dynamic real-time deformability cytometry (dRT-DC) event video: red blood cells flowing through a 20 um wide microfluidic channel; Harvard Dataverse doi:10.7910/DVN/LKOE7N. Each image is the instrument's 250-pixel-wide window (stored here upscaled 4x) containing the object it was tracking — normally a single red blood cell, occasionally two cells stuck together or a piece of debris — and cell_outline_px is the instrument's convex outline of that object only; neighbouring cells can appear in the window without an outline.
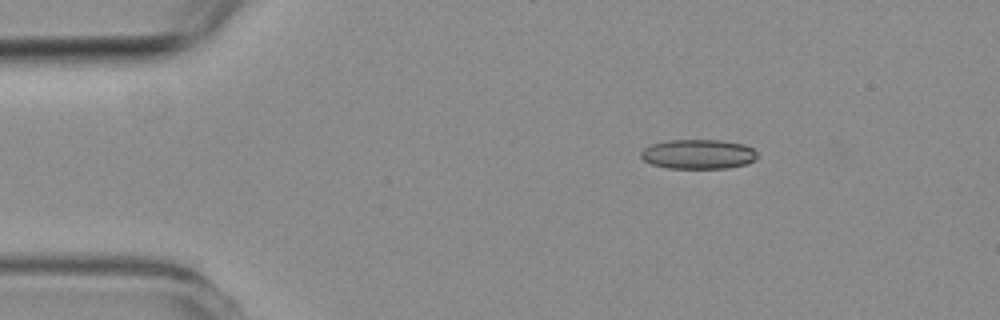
{"species": "common noctule bat (a hibernating species)", "species_latin": "Nyctalus noctula", "temperature_condition": "room temperature", "stored_images_in_passage": 8, "camera_frame_rate_fps": 3000, "um_per_image_px": 0.085, "animal": {"sex": "female", "body_mass_g": 19.3, "forearm_length_mm": 54.1}, "frame": {"image": 1, "passage_image": 3, "time_ms": 2.333, "image_size_px": [1000, 320], "cell_outline_px": [[760, 156], [756, 160], [748, 164], [724, 168], [668, 168], [652, 164], [644, 160], [640, 156], [640, 152], [644, 148], [652, 144], [668, 140], [720, 140], [744, 144], [752, 148]], "centroid_in_image_um": [59.38, 13.1], "position_along_channel_um": 25.6, "area_um2": 20.17}}
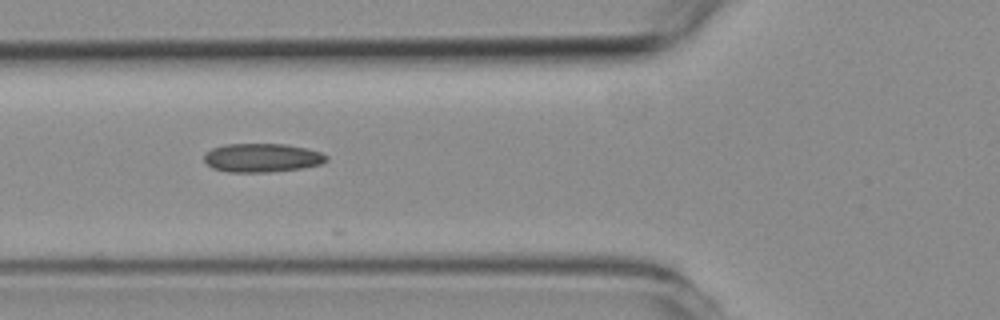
{"frame": {"image": 2, "passage_image": 6, "time_ms": 6.0, "image_size_px": [1000, 320], "cell_outline_px": [[328, 160], [320, 164], [300, 168], [268, 172], [228, 172], [212, 168], [204, 160], [204, 156], [212, 148], [224, 144], [284, 144], [308, 148], [320, 152], [328, 156]], "centroid_in_image_um": [22.28, 13.41], "position_along_channel_um": 103.5, "area_um2": 20.4}}
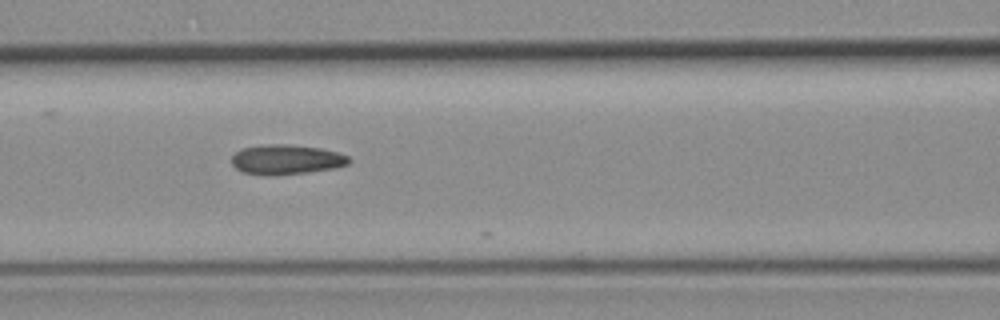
{"frame": {"image": 3, "passage_image": 7, "time_ms": 7.0, "image_size_px": [1000, 320], "cell_outline_px": [[352, 160], [348, 164], [336, 168], [308, 172], [272, 176], [244, 172], [236, 168], [232, 164], [232, 156], [240, 148], [264, 144], [288, 144], [320, 148], [336, 152], [348, 156]], "centroid_in_image_um": [24.34, 13.56], "position_along_channel_um": 142.3, "area_um2": 20.46}}